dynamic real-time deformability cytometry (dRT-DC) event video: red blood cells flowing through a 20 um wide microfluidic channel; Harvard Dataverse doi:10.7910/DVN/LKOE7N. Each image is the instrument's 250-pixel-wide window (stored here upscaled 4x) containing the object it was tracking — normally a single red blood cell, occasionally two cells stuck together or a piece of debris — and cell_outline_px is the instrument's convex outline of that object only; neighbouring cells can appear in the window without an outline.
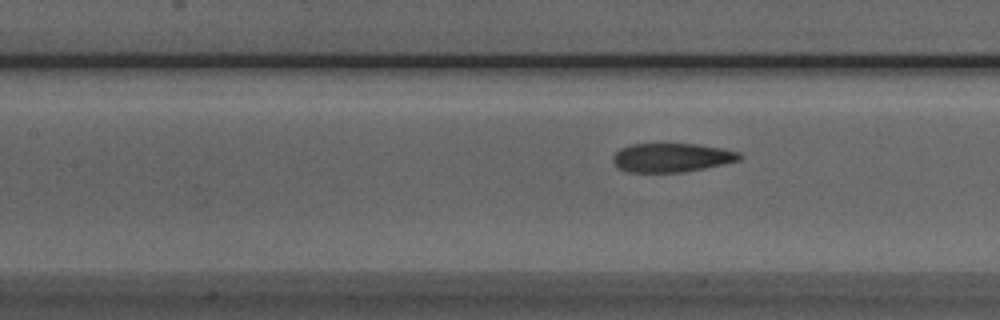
{"species": "Egyptian fruit bat (a non-hibernating species)", "species_latin": "Rousettus aegyptiacus", "temperature_condition": "room temperature", "stored_images_in_passage": 7, "camera_frame_rate_fps": 3000, "um_per_image_px": 0.085, "animal": {"sex": "male"}, "frame": {"image": 1, "passage_image": 7, "time_ms": 8.0, "image_size_px": [1000, 320], "cell_outline_px": [[744, 156], [740, 160], [724, 164], [684, 172], [628, 172], [616, 168], [612, 160], [612, 156], [620, 148], [632, 144], [696, 144], [724, 148], [740, 152]], "centroid_in_image_um": [57.1, 13.4], "position_along_channel_um": 150.3, "area_um2": 21.56}}